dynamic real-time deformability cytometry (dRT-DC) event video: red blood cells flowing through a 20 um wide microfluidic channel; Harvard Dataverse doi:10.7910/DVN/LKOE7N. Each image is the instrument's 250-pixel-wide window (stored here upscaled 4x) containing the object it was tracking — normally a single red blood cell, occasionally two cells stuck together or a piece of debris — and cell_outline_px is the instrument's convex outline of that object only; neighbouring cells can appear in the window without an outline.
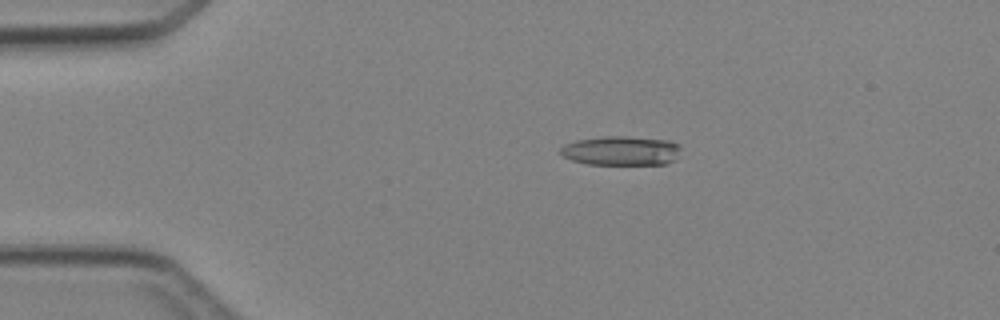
{"species": "Egyptian fruit bat (a non-hibernating species)", "species_latin": "Rousettus aegyptiacus", "temperature_condition": "cold", "stored_images_in_passage": 5, "camera_frame_rate_fps": 3000, "um_per_image_px": 0.085, "animal": {"sex": "female"}, "frame": {"image": 1, "passage_image": 3, "time_ms": 2.333, "image_size_px": [1000, 320], "cell_outline_px": [[680, 148], [676, 160], [664, 164], [588, 164], [572, 160], [564, 156], [560, 152], [560, 148], [564, 144], [576, 140], [604, 136], [624, 136], [668, 140], [676, 144]], "centroid_in_image_um": [52.78, 12.81], "position_along_channel_um": 32.2, "area_um2": 20.46}}